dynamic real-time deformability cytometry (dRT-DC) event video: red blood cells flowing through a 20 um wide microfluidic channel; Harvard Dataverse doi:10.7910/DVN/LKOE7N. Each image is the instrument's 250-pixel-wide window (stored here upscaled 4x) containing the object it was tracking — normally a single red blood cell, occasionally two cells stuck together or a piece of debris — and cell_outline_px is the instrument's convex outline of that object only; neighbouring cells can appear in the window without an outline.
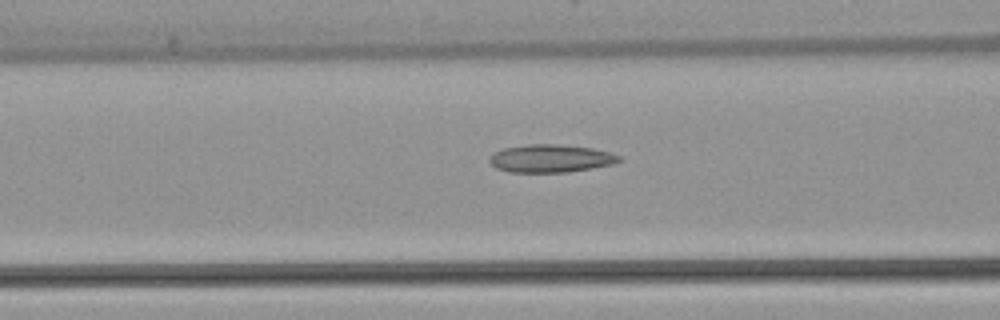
{"species": "common noctule bat (a hibernating species)", "species_latin": "Nyctalus noctula", "temperature_condition": "warm", "stored_images_in_passage": 24, "camera_frame_rate_fps": 3000, "um_per_image_px": 0.085, "animal": {"sex": "female", "body_mass_g": 22.7, "forearm_length_mm": 54.2}, "frame": {"image": 1, "passage_image": 9, "time_ms": 2.667, "image_size_px": [1000, 320], "cell_outline_px": [[624, 160], [616, 164], [568, 172], [508, 172], [496, 168], [488, 160], [492, 152], [504, 148], [528, 144], [556, 144], [592, 148], [608, 152], [620, 156]], "centroid_in_image_um": [46.82, 13.47], "position_along_channel_um": 119.8, "area_um2": 21.21}}
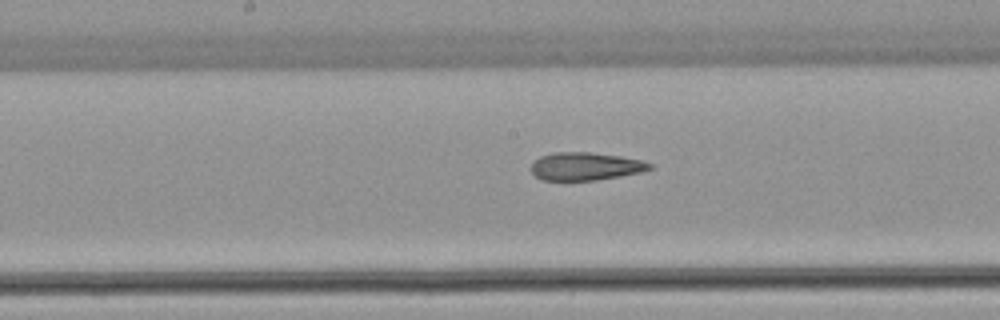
{"frame": {"image": 2, "passage_image": 15, "time_ms": 4.667, "image_size_px": [1000, 320], "cell_outline_px": [[652, 168], [640, 172], [620, 176], [596, 180], [544, 180], [536, 176], [532, 172], [532, 164], [540, 156], [552, 152], [592, 152], [620, 156], [644, 160], [652, 164]], "centroid_in_image_um": [49.79, 14.12], "position_along_channel_um": 198.4, "area_um2": 19.25}}
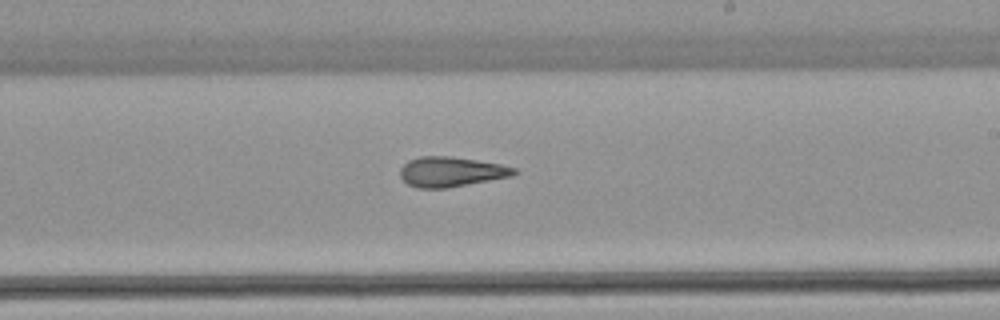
{"frame": {"image": 3, "passage_image": 19, "time_ms": 6.0, "image_size_px": [1000, 320], "cell_outline_px": [[520, 172], [512, 176], [448, 188], [416, 188], [408, 184], [400, 176], [400, 168], [408, 160], [420, 156], [448, 156], [476, 160], [500, 164], [516, 168]], "centroid_in_image_um": [38.35, 14.6], "position_along_channel_um": 250.7, "area_um2": 19.94}}